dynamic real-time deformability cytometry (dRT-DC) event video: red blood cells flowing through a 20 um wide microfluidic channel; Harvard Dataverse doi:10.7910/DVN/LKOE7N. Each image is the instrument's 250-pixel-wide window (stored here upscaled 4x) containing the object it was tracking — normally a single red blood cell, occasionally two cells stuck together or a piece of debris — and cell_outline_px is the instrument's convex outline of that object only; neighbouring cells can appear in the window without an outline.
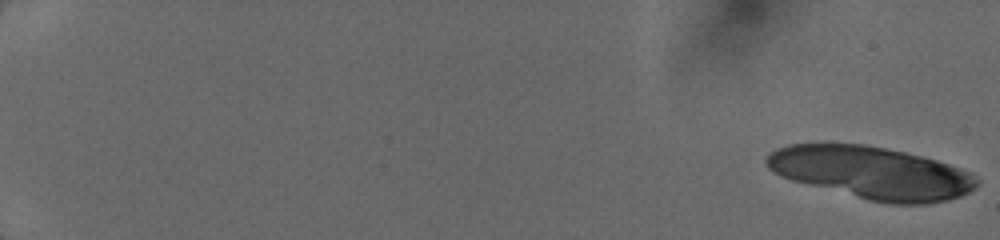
{"species": "human", "species_latin": "Homo sapiens", "temperature_condition": "cold", "stored_images_in_passage": 25, "camera_frame_rate_fps": 3000, "um_per_image_px": 0.085, "donor": {"sex": "female"}, "frame": {"image": 1, "passage_image": 1, "time_ms": 0.0, "image_size_px": [1000, 240], "cell_outline_px": [[980, 180], [976, 188], [960, 196], [948, 200], [928, 204], [892, 204], [868, 200], [792, 180], [780, 176], [768, 168], [764, 160], [776, 148], [788, 144], [864, 144], [904, 152], [936, 160], [972, 172]], "centroid_in_image_um": [74.11, 14.69], "position_along_channel_um": 10.9, "area_um2": 64.1}}
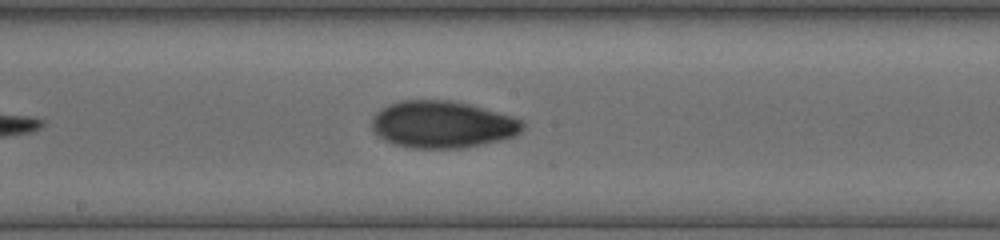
{"frame": {"image": 2, "passage_image": 14, "time_ms": 10.333, "image_size_px": [1000, 240], "cell_outline_px": [[524, 128], [516, 136], [504, 140], [464, 148], [412, 148], [396, 144], [384, 140], [372, 128], [372, 116], [380, 108], [388, 104], [400, 100], [452, 100], [468, 104], [512, 116], [524, 120]], "centroid_in_image_um": [37.63, 10.58], "position_along_channel_um": 210.6, "area_um2": 41.62}}
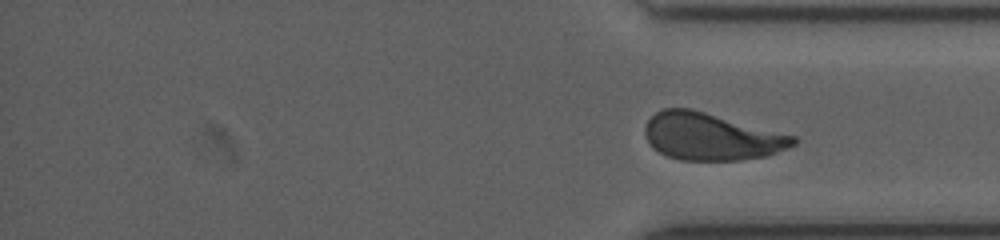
{"frame": {"image": 3, "passage_image": 25, "time_ms": 18.0, "image_size_px": [1000, 240], "cell_outline_px": [[796, 144], [788, 148], [764, 156], [740, 160], [680, 160], [668, 156], [652, 148], [644, 132], [644, 128], [648, 120], [656, 112], [664, 108], [692, 108], [796, 136]], "centroid_in_image_um": [60.44, 11.6], "position_along_channel_um": 374.8, "area_um2": 40.75}}